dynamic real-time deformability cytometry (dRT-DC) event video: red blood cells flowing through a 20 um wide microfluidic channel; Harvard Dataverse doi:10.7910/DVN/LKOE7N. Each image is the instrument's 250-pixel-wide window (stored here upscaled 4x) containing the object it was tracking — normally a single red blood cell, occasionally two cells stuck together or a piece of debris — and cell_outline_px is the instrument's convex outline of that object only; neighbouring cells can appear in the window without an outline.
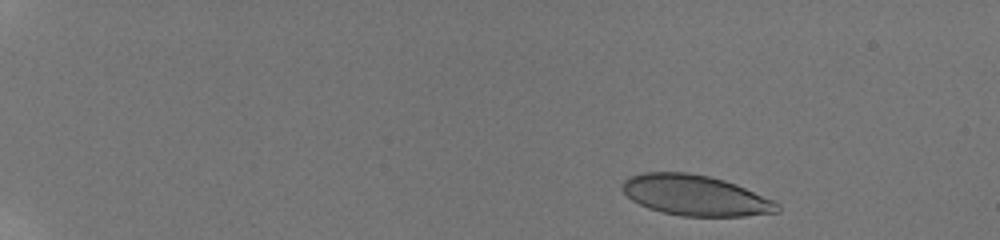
{"species": "human", "species_latin": "Homo sapiens", "temperature_condition": "room temperature", "stored_images_in_passage": 51, "camera_frame_rate_fps": 3000, "um_per_image_px": 0.085, "donor": {"sex": "male"}, "frame": {"image": 1, "passage_image": 4, "time_ms": 1.0, "image_size_px": [1000, 240], "cell_outline_px": [[780, 212], [744, 216], [680, 216], [660, 212], [648, 208], [632, 200], [620, 188], [624, 180], [632, 176], [644, 172], [688, 172], [708, 176], [724, 180], [736, 184], [776, 200], [780, 204]], "centroid_in_image_um": [59.14, 16.61], "position_along_channel_um": 25.9, "area_um2": 36.88}}
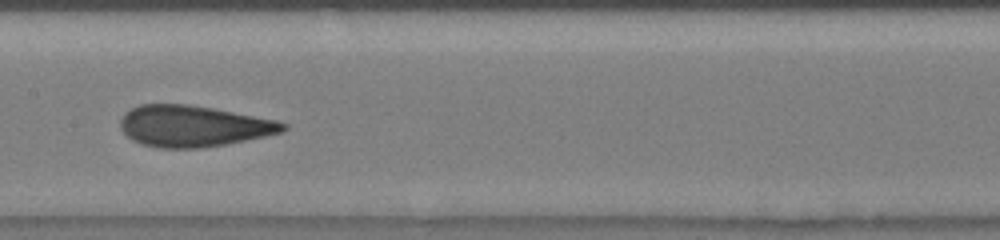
{"frame": {"image": 2, "passage_image": 28, "time_ms": 9.0, "image_size_px": [1000, 240], "cell_outline_px": [[288, 128], [280, 132], [264, 136], [224, 144], [200, 148], [160, 148], [140, 144], [132, 140], [120, 128], [120, 120], [124, 112], [140, 104], [188, 104], [212, 108], [276, 120], [288, 124]], "centroid_in_image_um": [16.39, 10.71], "position_along_channel_um": 191.0, "area_um2": 38.9}}
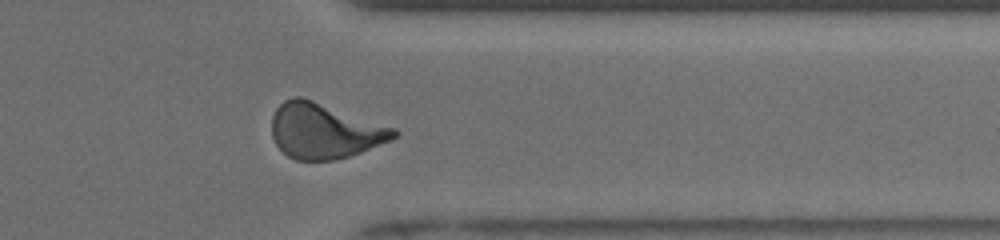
{"frame": {"image": 3, "passage_image": 43, "time_ms": 14.0, "image_size_px": [1000, 240], "cell_outline_px": [[400, 132], [392, 140], [360, 152], [348, 156], [332, 160], [296, 160], [288, 156], [276, 144], [272, 136], [272, 116], [276, 108], [284, 100], [292, 96], [300, 96], [396, 128]], "centroid_in_image_um": [27.57, 11.12], "position_along_channel_um": 383.8, "area_um2": 39.13}, "authors_computed_cell_mechanics": {"area_um2": 38.148, "velocity_mm_per_s": 3.8754, "shape_relaxation_time_tau1_ms": 7.0067, "shape_relaxation_time_tau2_ms": 1.0299, "deformation_change_tau1": 0.2169, "deformation_change_tau2": 0.0622}}